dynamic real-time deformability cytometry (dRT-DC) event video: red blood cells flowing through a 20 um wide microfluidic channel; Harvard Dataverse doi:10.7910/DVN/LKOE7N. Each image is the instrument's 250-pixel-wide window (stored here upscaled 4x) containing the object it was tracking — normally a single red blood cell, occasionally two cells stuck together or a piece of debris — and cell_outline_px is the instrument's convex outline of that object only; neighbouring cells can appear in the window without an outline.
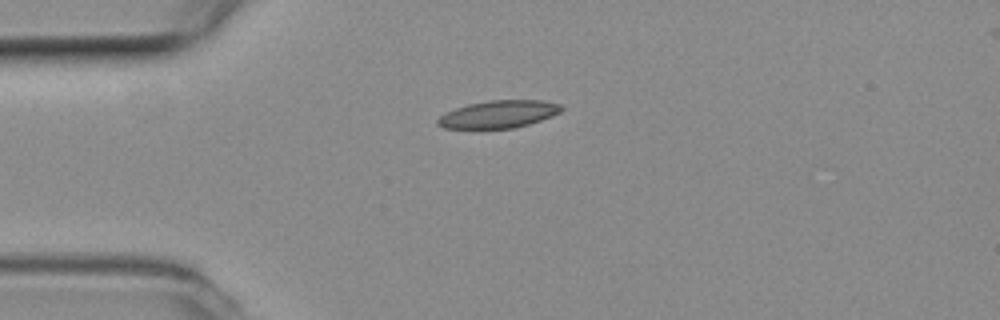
{"species": "common noctule bat (a hibernating species)", "species_latin": "Nyctalus noctula", "temperature_condition": "room temperature", "stored_images_in_passage": 4, "camera_frame_rate_fps": 3000, "um_per_image_px": 0.085, "animal": {"sex": "female", "body_mass_g": 19.3, "forearm_length_mm": 54.1}, "frame": {"image": 1, "passage_image": 1, "time_ms": 0.0, "image_size_px": [1000, 320], "cell_outline_px": [[564, 108], [560, 112], [552, 116], [528, 124], [512, 128], [444, 128], [436, 124], [436, 120], [444, 112], [468, 104], [492, 100], [540, 100], [560, 104]], "centroid_in_image_um": [42.36, 9.7], "position_along_channel_um": 42.6, "area_um2": 19.71}}
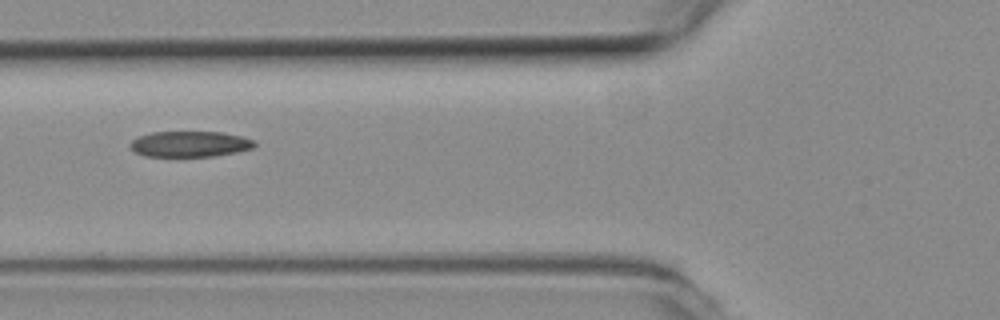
{"frame": {"image": 2, "passage_image": 3, "time_ms": 0.667, "image_size_px": [1000, 320], "cell_outline_px": [[256, 144], [252, 148], [236, 152], [212, 156], [144, 156], [136, 152], [128, 144], [136, 136], [152, 132], [224, 132], [240, 136], [252, 140]], "centroid_in_image_um": [16.09, 12.23], "position_along_channel_um": 109.7, "area_um2": 18.55}}
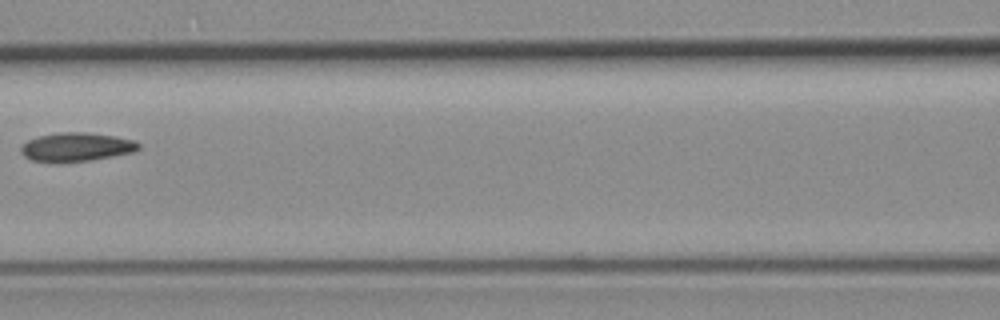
{"frame": {"image": 3, "passage_image": 4, "time_ms": 1.0, "image_size_px": [1000, 320], "cell_outline_px": [[140, 148], [136, 152], [92, 160], [32, 160], [24, 156], [20, 152], [20, 148], [28, 140], [40, 136], [56, 132], [88, 132], [116, 136], [136, 140], [140, 144]], "centroid_in_image_um": [6.58, 12.46], "position_along_channel_um": 160.0, "area_um2": 19.42}}